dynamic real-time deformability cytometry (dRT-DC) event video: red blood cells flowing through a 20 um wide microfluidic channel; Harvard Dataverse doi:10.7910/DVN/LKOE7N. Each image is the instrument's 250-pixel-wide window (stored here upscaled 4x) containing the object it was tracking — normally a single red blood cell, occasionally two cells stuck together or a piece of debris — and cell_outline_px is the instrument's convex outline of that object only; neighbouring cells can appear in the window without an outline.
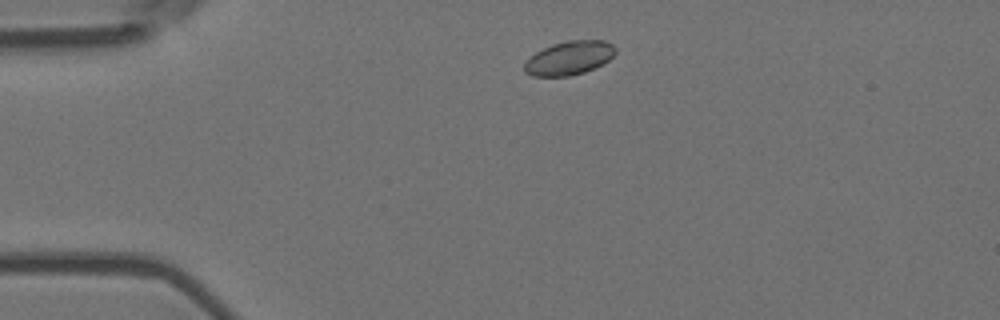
{"species": "Egyptian fruit bat (a non-hibernating species)", "species_latin": "Rousettus aegyptiacus", "temperature_condition": "room temperature", "stored_images_in_passage": 48, "camera_frame_rate_fps": 3000, "um_per_image_px": 0.085, "animal": {"sex": "female"}, "frame": {"image": 1, "passage_image": 4, "time_ms": 1.0, "image_size_px": [1000, 320], "cell_outline_px": [[616, 52], [608, 60], [584, 72], [568, 76], [532, 76], [524, 72], [524, 64], [536, 52], [552, 44], [568, 40], [604, 40], [612, 44], [616, 48]], "centroid_in_image_um": [48.37, 4.92], "position_along_channel_um": 36.6, "area_um2": 17.69}}
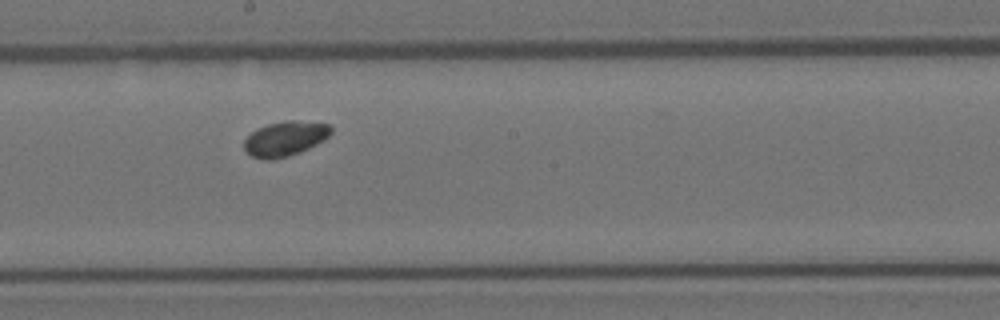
{"frame": {"image": 2, "passage_image": 23, "time_ms": 7.333, "image_size_px": [1000, 320], "cell_outline_px": [[332, 132], [324, 140], [300, 152], [288, 156], [272, 160], [268, 160], [252, 156], [244, 148], [244, 140], [252, 132], [268, 124], [284, 120], [296, 120], [332, 124]], "centroid_in_image_um": [24.27, 11.77], "position_along_channel_um": 223.9, "area_um2": 17.57}}
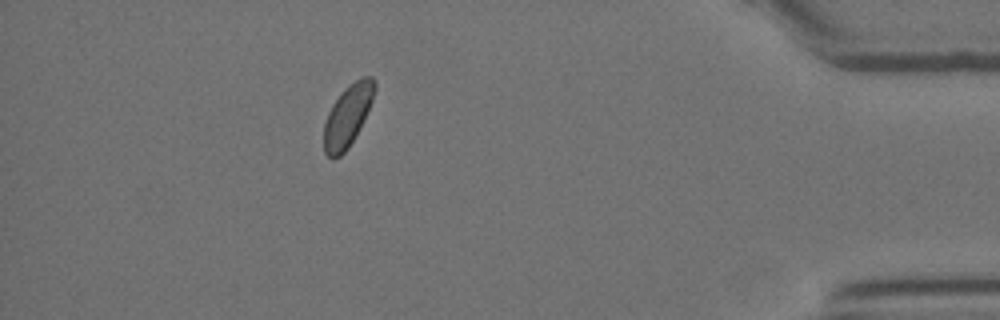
{"frame": {"image": 3, "passage_image": 42, "time_ms": 13.667, "image_size_px": [1000, 320], "cell_outline_px": [[376, 88], [372, 100], [348, 148], [340, 156], [332, 160], [324, 152], [324, 124], [328, 112], [332, 104], [344, 88], [348, 84], [364, 76], [372, 76], [376, 80]], "centroid_in_image_um": [29.53, 9.81], "position_along_channel_um": 405.7, "area_um2": 17.92}, "authors_computed_cell_mechanics": {"area_um2": 17.8024, "velocity_mm_per_s": 3.6057, "shape_relaxation_time_tau1_ms": null, "shape_relaxation_time_tau2_ms": 7.2015, "deformation_change_tau1": null, "deformation_change_tau2": 0.0914}}